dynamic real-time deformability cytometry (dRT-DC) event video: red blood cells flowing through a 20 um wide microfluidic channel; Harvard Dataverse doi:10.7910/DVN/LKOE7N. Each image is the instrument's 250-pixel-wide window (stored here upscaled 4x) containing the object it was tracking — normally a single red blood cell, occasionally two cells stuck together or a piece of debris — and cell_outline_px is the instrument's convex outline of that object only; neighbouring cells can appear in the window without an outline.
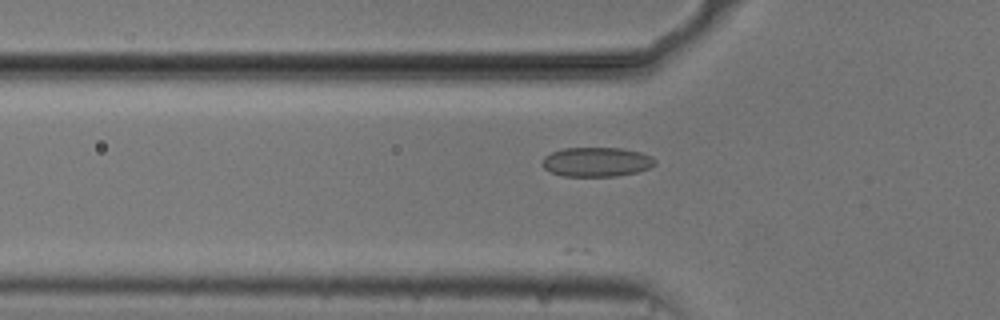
{"species": "common noctule bat (a hibernating species)", "species_latin": "Nyctalus noctula", "temperature_condition": "cold", "stored_images_in_passage": 39, "camera_frame_rate_fps": 3000, "um_per_image_px": 0.085, "animal": {"sex": "male", "body_mass_g": 20.5, "forearm_length_mm": 52.5}, "frame": {"image": 1, "passage_image": 7, "time_ms": 2.0, "image_size_px": [1000, 320], "cell_outline_px": [[656, 164], [648, 168], [636, 172], [616, 176], [564, 176], [552, 172], [544, 168], [544, 156], [552, 152], [564, 148], [620, 148], [640, 152], [652, 156], [656, 160]], "centroid_in_image_um": [50.74, 13.76], "position_along_channel_um": 75.1, "area_um2": 19.13}}
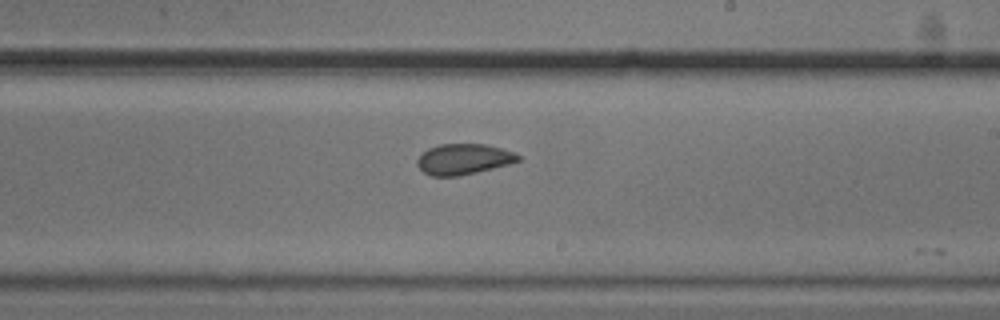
{"frame": {"image": 2, "passage_image": 21, "time_ms": 6.667, "image_size_px": [1000, 320], "cell_outline_px": [[520, 160], [508, 164], [460, 176], [432, 176], [424, 172], [416, 164], [416, 160], [428, 148], [440, 144], [484, 144], [516, 152], [520, 156]], "centroid_in_image_um": [39.4, 13.52], "position_along_channel_um": 249.6, "area_um2": 17.92}}
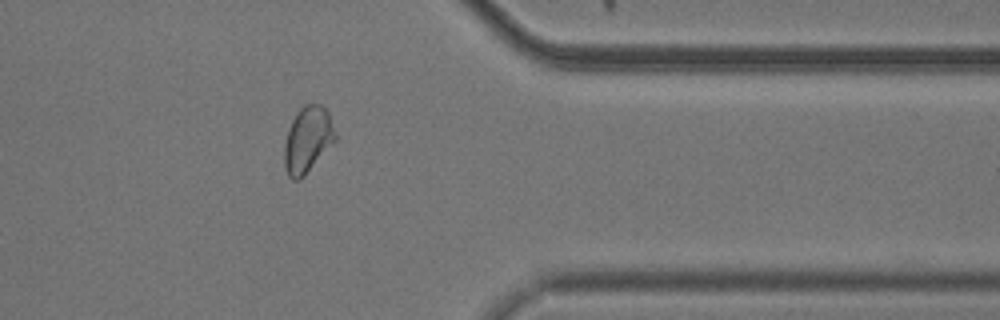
{"frame": {"image": 3, "passage_image": 33, "time_ms": 10.667, "image_size_px": [1000, 320], "cell_outline_px": [[336, 140], [304, 176], [300, 180], [292, 180], [288, 176], [284, 168], [284, 144], [288, 128], [292, 120], [300, 108], [304, 104], [320, 104], [328, 112], [336, 132]], "centroid_in_image_um": [26.13, 11.89], "position_along_channel_um": 385.3, "area_um2": 19.71}}